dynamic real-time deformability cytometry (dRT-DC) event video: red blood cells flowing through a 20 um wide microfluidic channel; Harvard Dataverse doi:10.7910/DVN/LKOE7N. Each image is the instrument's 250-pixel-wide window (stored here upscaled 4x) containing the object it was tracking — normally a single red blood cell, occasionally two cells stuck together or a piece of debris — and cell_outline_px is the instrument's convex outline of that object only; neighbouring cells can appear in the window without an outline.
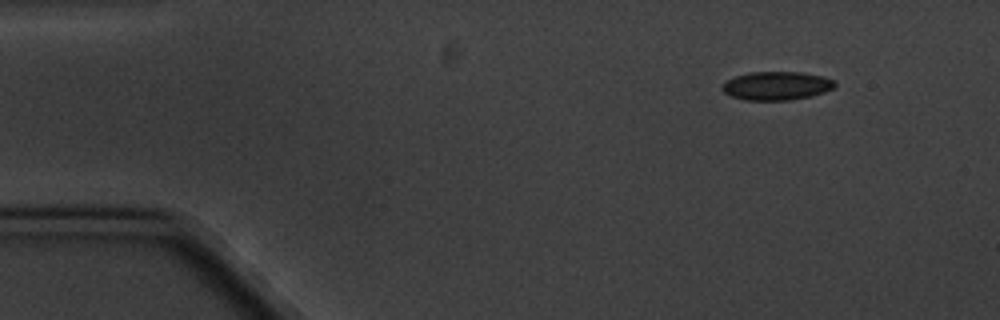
{"species": "common noctule bat (a hibernating species)", "species_latin": "Nyctalus noctula", "temperature_condition": "cold", "stored_images_in_passage": 3, "camera_frame_rate_fps": 3000, "um_per_image_px": 0.085, "animal": {"sex": "male", "body_mass_g": 20.1, "forearm_length_mm": 53.5}, "frame": {"image": 1, "passage_image": 1, "time_ms": 0.0, "image_size_px": [1000, 320], "cell_outline_px": [[836, 84], [832, 88], [824, 92], [812, 96], [788, 100], [744, 100], [732, 96], [724, 92], [720, 88], [728, 80], [736, 76], [748, 72], [804, 72], [824, 76], [836, 80]], "centroid_in_image_um": [66.04, 7.28], "position_along_channel_um": 19.0, "area_um2": 18.79}}